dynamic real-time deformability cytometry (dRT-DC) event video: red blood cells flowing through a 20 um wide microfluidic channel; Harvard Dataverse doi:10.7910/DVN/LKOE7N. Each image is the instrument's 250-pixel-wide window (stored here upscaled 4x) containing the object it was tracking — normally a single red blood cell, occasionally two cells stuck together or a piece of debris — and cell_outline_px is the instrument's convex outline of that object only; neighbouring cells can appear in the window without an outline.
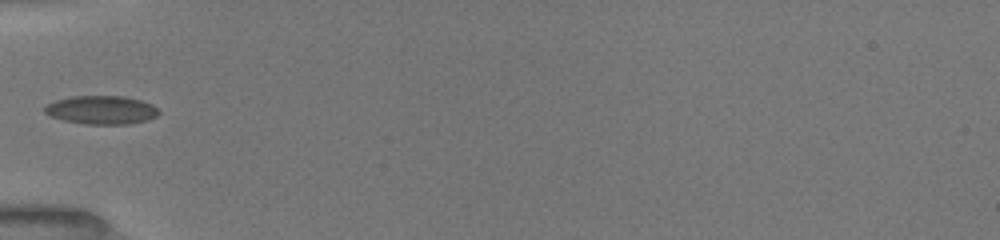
{"species": "common noctule bat (a hibernating species)", "species_latin": "Nyctalus noctula", "temperature_condition": "room temperature", "stored_images_in_passage": 7, "camera_frame_rate_fps": 3000, "um_per_image_px": 0.085, "animal": {"sex": "female", "body_mass_g": 19.5, "forearm_length_mm": 54.1}, "frame": {"image": 1, "passage_image": 6, "time_ms": 6.0, "image_size_px": [1000, 240], "cell_outline_px": [[160, 112], [156, 116], [148, 120], [128, 124], [84, 124], [64, 120], [48, 116], [44, 112], [44, 108], [48, 104], [56, 100], [72, 96], [124, 96], [140, 100], [152, 104]], "centroid_in_image_um": [8.61, 9.35], "position_along_channel_um": 76.4, "area_um2": 18.96}}
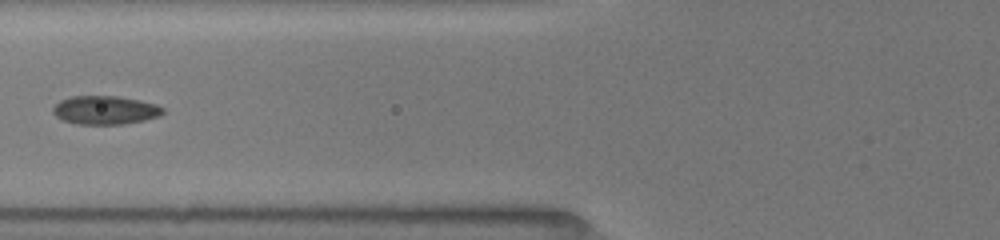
{"frame": {"image": 2, "passage_image": 7, "time_ms": 7.0, "image_size_px": [1000, 240], "cell_outline_px": [[164, 112], [160, 116], [144, 120], [124, 124], [76, 124], [64, 120], [56, 116], [52, 112], [52, 108], [60, 100], [72, 96], [120, 96], [140, 100], [156, 104], [164, 108]], "centroid_in_image_um": [8.95, 9.35], "position_along_channel_um": 116.9, "area_um2": 18.38}}